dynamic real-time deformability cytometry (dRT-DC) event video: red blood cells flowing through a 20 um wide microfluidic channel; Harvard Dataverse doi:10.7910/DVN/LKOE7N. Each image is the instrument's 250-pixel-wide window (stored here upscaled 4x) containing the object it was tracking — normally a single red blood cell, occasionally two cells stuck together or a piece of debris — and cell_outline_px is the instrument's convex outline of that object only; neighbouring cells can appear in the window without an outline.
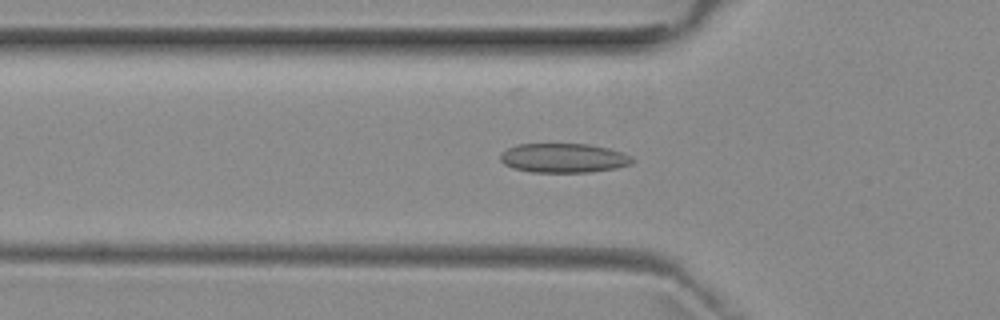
{"species": "common noctule bat (a hibernating species)", "species_latin": "Nyctalus noctula", "temperature_condition": "room temperature", "stored_images_in_passage": 48, "camera_frame_rate_fps": 3000, "um_per_image_px": 0.085, "animal": {"sex": "female", "body_mass_g": 29.2, "forearm_length_mm": 56.3}, "frame": {"image": 1, "passage_image": 17, "time_ms": 5.333, "image_size_px": [1000, 320], "cell_outline_px": [[632, 164], [616, 168], [588, 172], [532, 172], [512, 168], [504, 164], [500, 160], [500, 152], [516, 144], [588, 144], [608, 148], [632, 156]], "centroid_in_image_um": [47.87, 13.43], "position_along_channel_um": 77.9, "area_um2": 22.54}}
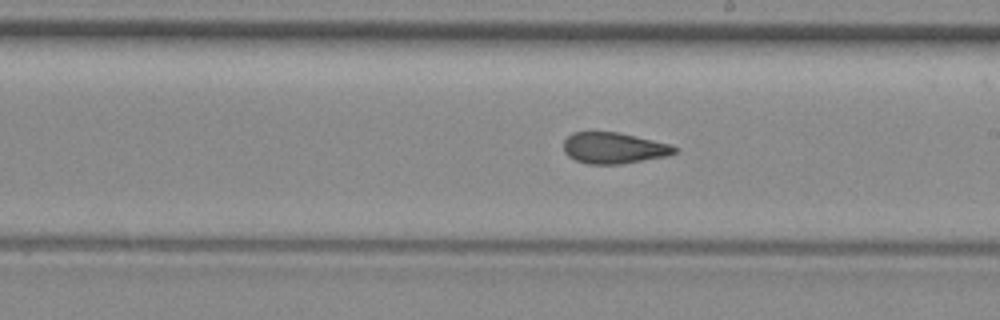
{"frame": {"image": 2, "passage_image": 29, "time_ms": 9.333, "image_size_px": [1000, 320], "cell_outline_px": [[680, 148], [676, 152], [668, 156], [620, 164], [588, 164], [576, 160], [568, 156], [564, 152], [564, 140], [572, 132], [616, 132], [672, 144]], "centroid_in_image_um": [52.2, 12.58], "position_along_channel_um": 236.8, "area_um2": 20.17}}
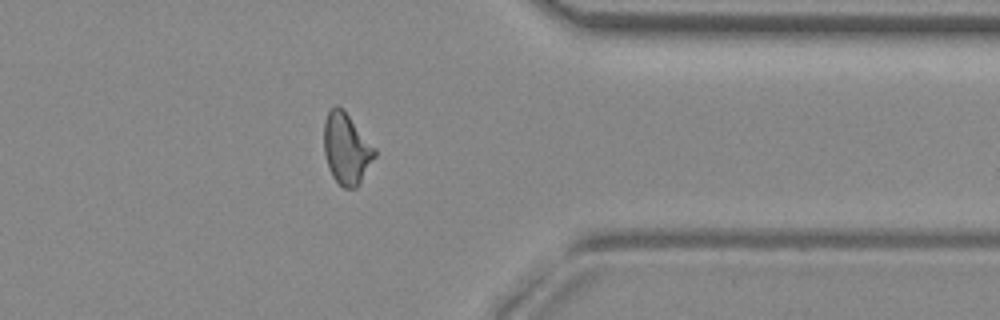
{"frame": {"image": 3, "passage_image": 41, "time_ms": 13.333, "image_size_px": [1000, 320], "cell_outline_px": [[376, 156], [356, 188], [344, 188], [332, 176], [328, 168], [324, 152], [324, 120], [328, 112], [336, 104], [348, 116], [376, 148]], "centroid_in_image_um": [29.44, 12.66], "position_along_channel_um": 382.0, "area_um2": 20.69}, "authors_computed_cell_mechanics": {"area_um2": 21.1548, "velocity_mm_per_s": 3.9574, "shape_relaxation_time_tau1_ms": null, "shape_relaxation_time_tau2_ms": 2.1707, "deformation_change_tau1": null, "deformation_change_tau2": 0.0956}}